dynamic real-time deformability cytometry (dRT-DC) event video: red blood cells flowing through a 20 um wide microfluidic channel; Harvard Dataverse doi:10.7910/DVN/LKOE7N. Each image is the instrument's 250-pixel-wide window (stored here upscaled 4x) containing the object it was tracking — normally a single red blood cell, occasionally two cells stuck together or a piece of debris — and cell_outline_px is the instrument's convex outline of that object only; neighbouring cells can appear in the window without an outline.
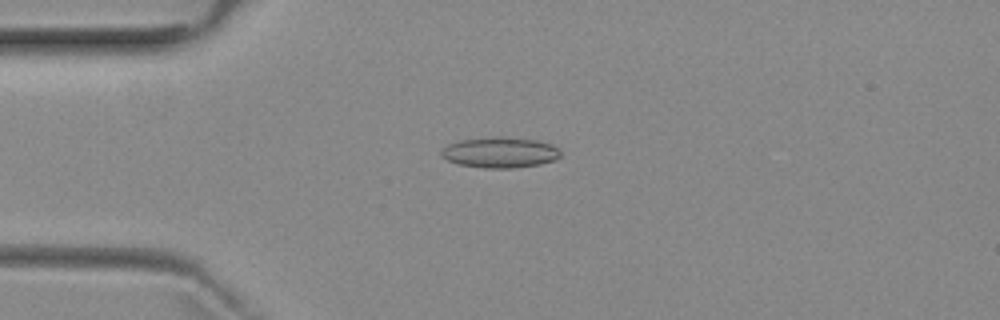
{"species": "common noctule bat (a hibernating species)", "species_latin": "Nyctalus noctula", "temperature_condition": "room temperature", "stored_images_in_passage": 5, "camera_frame_rate_fps": 3000, "um_per_image_px": 0.085, "animal": {"sex": "female", "body_mass_g": 29.2, "forearm_length_mm": 56.3}, "frame": {"image": 1, "passage_image": 3, "time_ms": 3.333, "image_size_px": [1000, 320], "cell_outline_px": [[560, 156], [556, 160], [540, 164], [516, 168], [484, 168], [456, 164], [440, 156], [440, 152], [448, 144], [460, 140], [496, 136], [500, 136], [536, 140], [552, 144], [560, 152]], "centroid_in_image_um": [42.49, 12.96], "position_along_channel_um": 42.5, "area_um2": 21.44}}
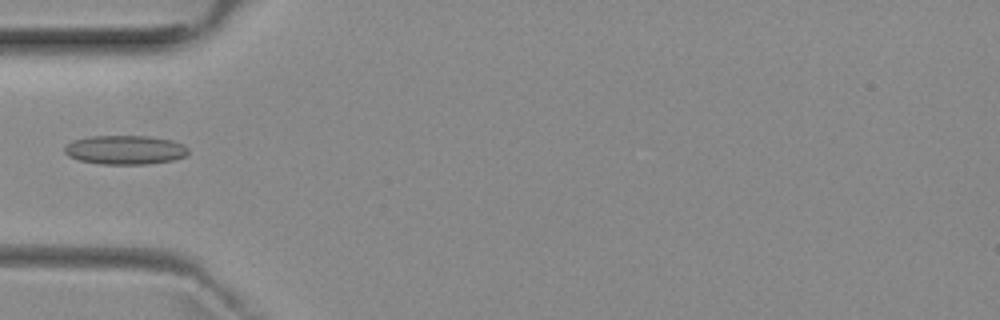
{"frame": {"image": 2, "passage_image": 4, "time_ms": 4.667, "image_size_px": [1000, 320], "cell_outline_px": [[188, 152], [184, 156], [172, 160], [148, 164], [100, 164], [80, 160], [68, 156], [64, 152], [64, 148], [72, 140], [88, 136], [148, 136], [172, 140], [184, 144], [188, 148]], "centroid_in_image_um": [10.62, 12.73], "position_along_channel_um": 74.4, "area_um2": 20.98}}
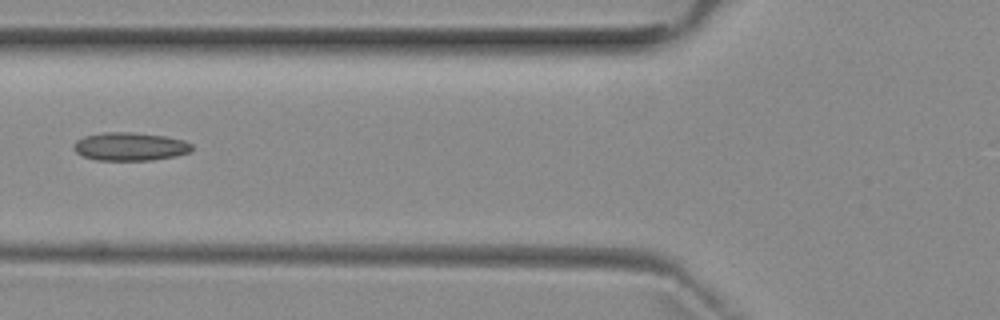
{"frame": {"image": 3, "passage_image": 5, "time_ms": 5.667, "image_size_px": [1000, 320], "cell_outline_px": [[192, 152], [176, 156], [152, 160], [96, 160], [84, 156], [76, 152], [72, 148], [72, 144], [76, 140], [84, 136], [104, 132], [132, 132], [164, 136], [184, 140], [192, 144]], "centroid_in_image_um": [11.05, 12.45], "position_along_channel_um": 114.8, "area_um2": 19.59}}